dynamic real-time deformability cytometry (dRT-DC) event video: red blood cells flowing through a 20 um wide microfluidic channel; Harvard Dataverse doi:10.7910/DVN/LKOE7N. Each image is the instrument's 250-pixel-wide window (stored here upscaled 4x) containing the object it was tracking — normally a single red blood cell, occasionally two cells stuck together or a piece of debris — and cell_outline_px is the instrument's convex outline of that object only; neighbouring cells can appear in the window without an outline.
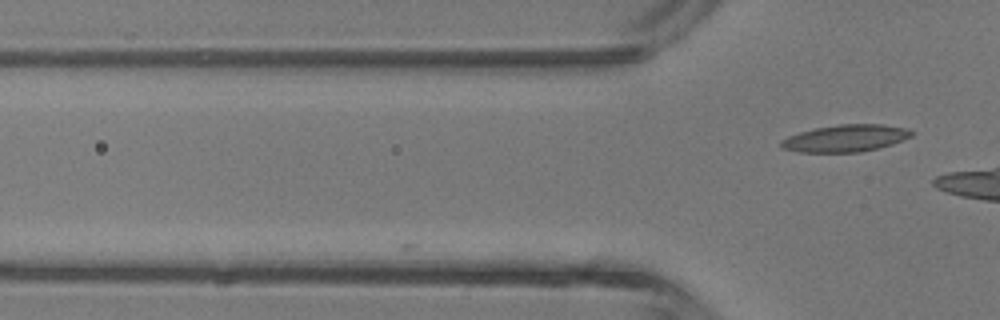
{"species": "common noctule bat (a hibernating species)", "species_latin": "Nyctalus noctula", "temperature_condition": "room temperature", "stored_images_in_passage": 4, "camera_frame_rate_fps": 3000, "um_per_image_px": 0.085, "animal": {"sex": "male", "body_mass_g": 13.3}, "frame": {"image": 1, "passage_image": 4, "time_ms": 3.667, "image_size_px": [1000, 320], "cell_outline_px": [[916, 132], [912, 136], [904, 140], [880, 148], [860, 152], [796, 152], [780, 148], [780, 140], [788, 136], [800, 132], [816, 128], [840, 124], [884, 124], [908, 128]], "centroid_in_image_um": [71.9, 11.75], "position_along_channel_um": 53.9, "area_um2": 20.87}}